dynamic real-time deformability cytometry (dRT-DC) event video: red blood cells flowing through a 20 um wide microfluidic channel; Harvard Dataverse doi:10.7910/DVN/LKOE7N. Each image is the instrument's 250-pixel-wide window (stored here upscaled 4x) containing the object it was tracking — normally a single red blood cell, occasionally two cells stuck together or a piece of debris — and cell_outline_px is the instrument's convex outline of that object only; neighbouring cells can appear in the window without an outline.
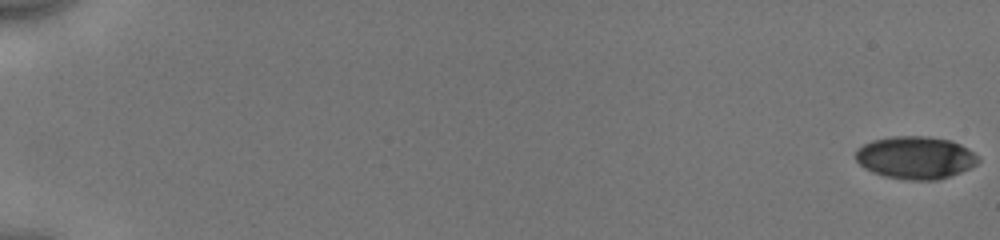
{"species": "human", "species_latin": "Homo sapiens", "temperature_condition": "cold", "stored_images_in_passage": 54, "camera_frame_rate_fps": 3000, "um_per_image_px": 0.085, "donor": {"sex": "male"}, "frame": {"image": 1, "passage_image": 1, "time_ms": 0.0, "image_size_px": [1000, 240], "cell_outline_px": [[980, 160], [976, 164], [960, 172], [936, 180], [908, 180], [884, 176], [872, 172], [864, 168], [856, 160], [856, 148], [872, 140], [892, 136], [928, 136], [952, 140], [968, 148]], "centroid_in_image_um": [77.79, 13.39], "position_along_channel_um": 7.2, "area_um2": 30.4}}
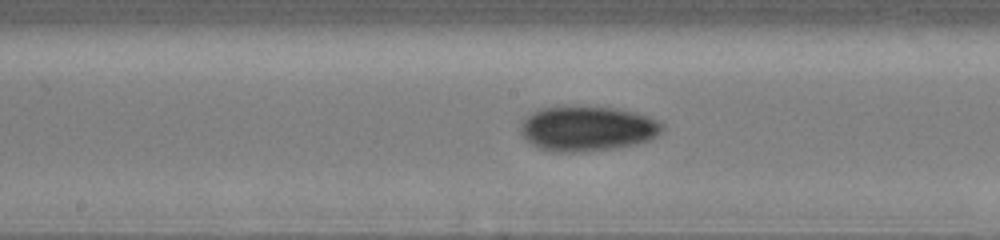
{"frame": {"image": 2, "passage_image": 31, "time_ms": 10.0, "image_size_px": [1000, 240], "cell_outline_px": [[664, 132], [652, 140], [636, 144], [616, 148], [580, 152], [552, 152], [540, 148], [532, 144], [520, 132], [520, 124], [532, 112], [540, 108], [560, 104], [616, 108], [636, 112], [660, 120], [664, 124]], "centroid_in_image_um": [49.97, 10.9], "position_along_channel_um": 198.2, "area_um2": 38.15}}
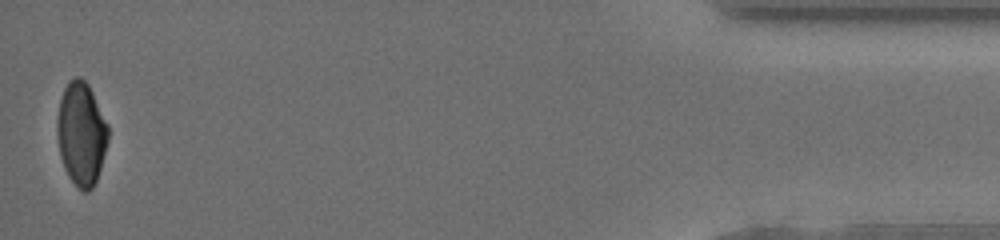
{"frame": {"image": 3, "passage_image": 54, "time_ms": 17.667, "image_size_px": [1000, 240], "cell_outline_px": [[108, 140], [100, 168], [96, 180], [92, 188], [88, 192], [84, 192], [68, 176], [64, 168], [60, 156], [56, 132], [56, 120], [60, 100], [64, 88], [68, 80], [76, 76], [80, 76], [88, 84], [108, 124]], "centroid_in_image_um": [6.89, 11.34], "position_along_channel_um": 428.3, "area_um2": 30.69}, "authors_computed_cell_mechanics": {"area_um2": 32.8593, "velocity_mm_per_s": 3.9774, "shape_relaxation_time_tau1_ms": 5.1267, "shape_relaxation_time_tau2_ms": 8.2459, "deformation_change_tau1": 0.1349, "deformation_change_tau2": 0.0993}}